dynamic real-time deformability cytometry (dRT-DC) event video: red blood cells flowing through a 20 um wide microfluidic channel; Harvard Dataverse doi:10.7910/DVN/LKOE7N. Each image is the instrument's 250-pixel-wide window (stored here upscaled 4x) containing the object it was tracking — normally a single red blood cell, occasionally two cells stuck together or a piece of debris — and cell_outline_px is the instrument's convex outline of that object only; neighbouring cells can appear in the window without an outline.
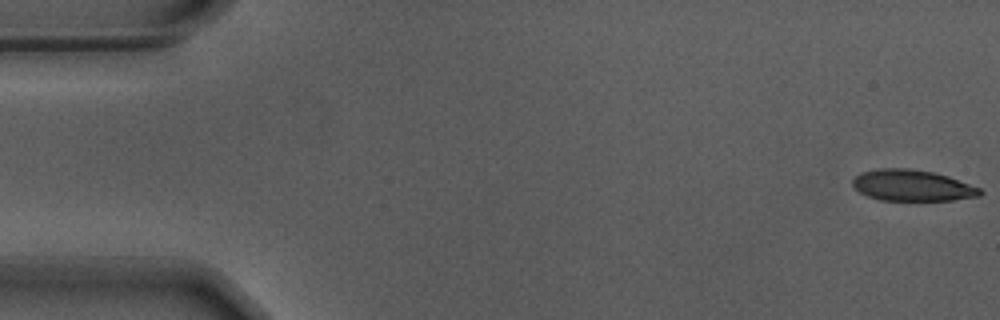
{"species": "Egyptian fruit bat (a non-hibernating species)", "species_latin": "Rousettus aegyptiacus", "temperature_condition": "warm", "stored_images_in_passage": 18, "camera_frame_rate_fps": 3000, "um_per_image_px": 0.085, "animal": {"sex": "male"}, "frame": {"image": 1, "passage_image": 1, "time_ms": 0.0, "image_size_px": [1000, 320], "cell_outline_px": [[984, 192], [980, 196], [952, 200], [880, 200], [868, 196], [860, 192], [852, 184], [852, 180], [860, 172], [880, 168], [908, 168], [932, 172], [948, 176], [980, 188]], "centroid_in_image_um": [77.54, 15.76], "position_along_channel_um": 7.5, "area_um2": 23.06}}
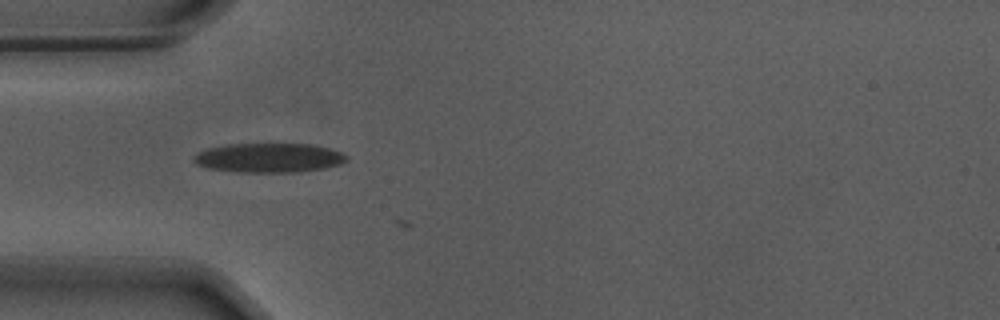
{"frame": {"image": 2, "passage_image": 17, "time_ms": 5.333, "image_size_px": [1000, 320], "cell_outline_px": [[348, 160], [340, 164], [324, 168], [300, 172], [236, 172], [208, 168], [196, 164], [192, 160], [192, 156], [208, 148], [228, 144], [312, 144], [328, 148], [340, 152], [348, 156]], "centroid_in_image_um": [22.85, 13.42], "position_along_channel_um": 62.1, "area_um2": 26.18}}